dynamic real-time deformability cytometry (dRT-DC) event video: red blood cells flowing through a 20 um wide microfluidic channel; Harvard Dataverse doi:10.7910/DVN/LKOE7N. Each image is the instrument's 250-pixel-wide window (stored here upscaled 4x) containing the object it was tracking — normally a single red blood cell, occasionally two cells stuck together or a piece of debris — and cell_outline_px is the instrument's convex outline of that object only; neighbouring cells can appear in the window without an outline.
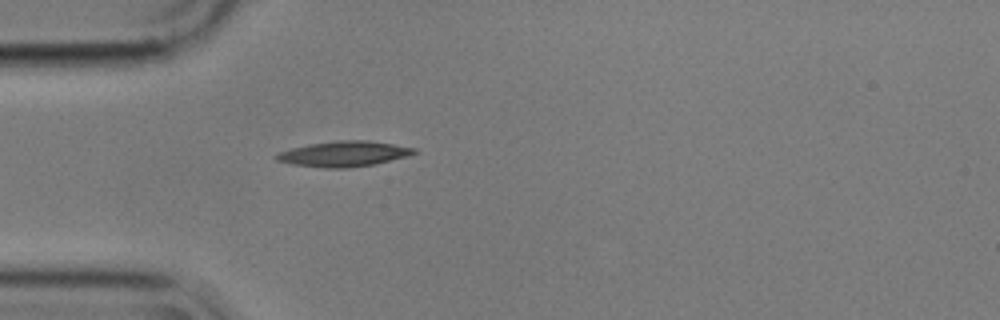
{"species": "common noctule bat (a hibernating species)", "species_latin": "Nyctalus noctula", "temperature_condition": "cold", "stored_images_in_passage": 1, "camera_frame_rate_fps": 3000, "um_per_image_px": 0.085, "animal": {"sex": "male", "body_mass_g": 17.9}, "frame": {"image": 1, "passage_image": 1, "time_ms": 0.0, "image_size_px": [1000, 320], "cell_outline_px": [[420, 152], [408, 156], [376, 164], [348, 168], [324, 168], [292, 164], [276, 160], [272, 156], [280, 152], [292, 148], [312, 144], [336, 140], [368, 140], [416, 148]], "centroid_in_image_um": [29.26, 13.08], "position_along_channel_um": 55.7, "area_um2": 20.46}}